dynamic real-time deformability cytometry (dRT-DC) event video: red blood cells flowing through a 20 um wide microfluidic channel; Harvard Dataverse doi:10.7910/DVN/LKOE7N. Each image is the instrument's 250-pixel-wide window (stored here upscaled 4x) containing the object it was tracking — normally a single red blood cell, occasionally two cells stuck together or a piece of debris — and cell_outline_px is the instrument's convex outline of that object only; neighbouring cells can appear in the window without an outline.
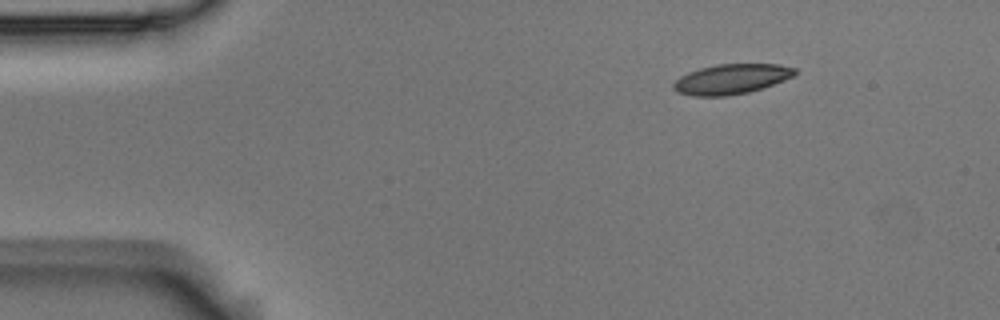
{"species": "Egyptian fruit bat (a non-hibernating species)", "species_latin": "Rousettus aegyptiacus", "temperature_condition": "room temperature", "stored_images_in_passage": 8, "camera_frame_rate_fps": 3000, "um_per_image_px": 0.085, "animal": {"sex": "male"}, "frame": {"image": 1, "passage_image": 1, "time_ms": 0.0, "image_size_px": [1000, 320], "cell_outline_px": [[796, 72], [792, 76], [784, 80], [748, 92], [728, 96], [692, 96], [676, 92], [672, 88], [672, 84], [680, 76], [688, 72], [700, 68], [720, 64], [780, 64], [796, 68]], "centroid_in_image_um": [62.12, 6.72], "position_along_channel_um": 22.9, "area_um2": 21.15}}
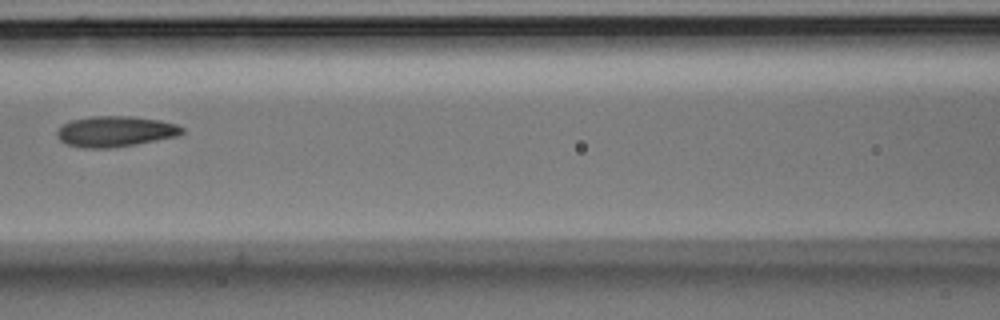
{"frame": {"image": 2, "passage_image": 5, "time_ms": 1.333, "image_size_px": [1000, 320], "cell_outline_px": [[184, 132], [176, 136], [136, 144], [108, 148], [84, 148], [68, 144], [60, 140], [56, 136], [56, 132], [64, 124], [72, 120], [92, 116], [132, 116], [160, 120], [176, 124], [184, 128]], "centroid_in_image_um": [9.81, 11.16], "position_along_channel_um": 156.8, "area_um2": 22.2}}
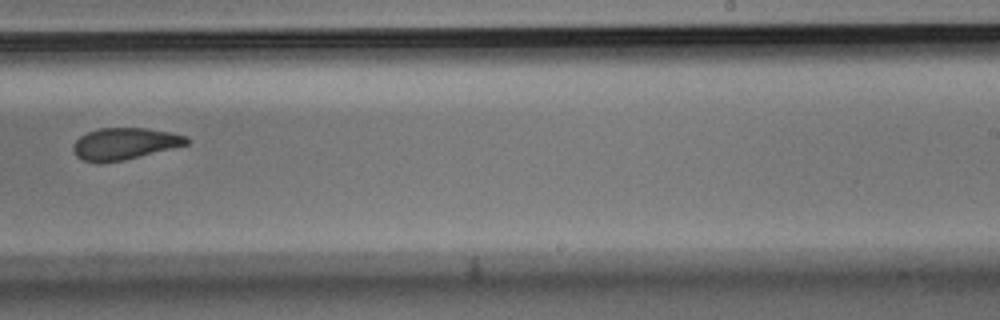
{"frame": {"image": 3, "passage_image": 8, "time_ms": 2.333, "image_size_px": [1000, 320], "cell_outline_px": [[188, 144], [124, 160], [100, 164], [96, 164], [84, 160], [76, 156], [72, 148], [76, 140], [80, 136], [96, 128], [144, 128], [172, 132], [188, 136]], "centroid_in_image_um": [10.56, 12.22], "position_along_channel_um": 278.4, "area_um2": 21.1}}